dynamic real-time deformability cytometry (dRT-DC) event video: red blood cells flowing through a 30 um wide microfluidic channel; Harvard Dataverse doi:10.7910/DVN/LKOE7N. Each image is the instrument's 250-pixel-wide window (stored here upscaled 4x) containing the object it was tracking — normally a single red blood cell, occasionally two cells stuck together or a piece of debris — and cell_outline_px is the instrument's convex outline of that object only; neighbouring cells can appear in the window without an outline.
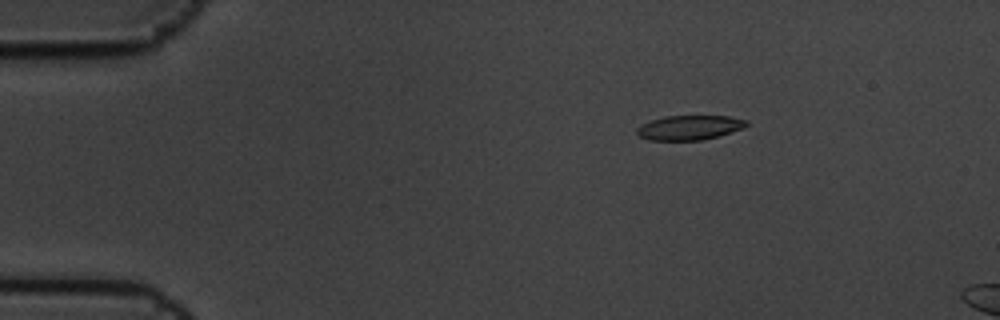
{"species": "common noctule bat (a hibernating species)", "species_latin": "Nyctalus noctula", "temperature_condition": "cold", "stored_images_in_passage": 5, "camera_frame_rate_fps": 3000, "um_per_image_px": 0.085, "animal": {"sex": "male", "body_mass_g": 19.5, "forearm_length_mm": 54.6}, "frame": {"image": 1, "passage_image": 3, "time_ms": 0.667, "image_size_px": [1000, 320], "cell_outline_px": [[748, 124], [744, 128], [704, 140], [648, 140], [640, 136], [636, 132], [636, 128], [640, 124], [664, 116], [728, 116], [748, 120]], "centroid_in_image_um": [58.59, 10.84], "position_along_channel_um": 26.4, "area_um2": 15.72}}